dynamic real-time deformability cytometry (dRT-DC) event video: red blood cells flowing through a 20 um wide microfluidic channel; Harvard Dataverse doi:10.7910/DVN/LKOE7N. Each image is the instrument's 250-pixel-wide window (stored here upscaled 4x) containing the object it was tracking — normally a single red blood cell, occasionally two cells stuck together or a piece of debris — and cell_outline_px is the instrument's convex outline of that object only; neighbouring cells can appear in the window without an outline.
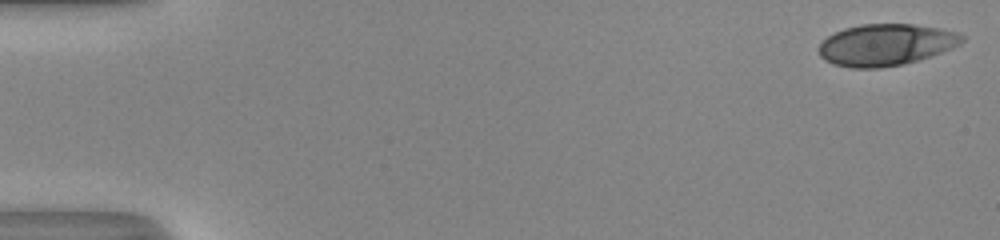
{"species": "human", "species_latin": "Homo sapiens", "temperature_condition": "room temperature", "stored_images_in_passage": 52, "camera_frame_rate_fps": 3000, "um_per_image_px": 0.085, "donor": {"sex": "male"}, "frame": {"image": 1, "passage_image": 1, "time_ms": 0.0, "image_size_px": [1000, 240], "cell_outline_px": [[964, 40], [960, 44], [952, 48], [904, 64], [880, 68], [852, 68], [832, 64], [824, 60], [820, 56], [820, 44], [828, 36], [844, 28], [860, 24], [912, 24], [940, 28], [960, 32], [964, 36]], "centroid_in_image_um": [75.3, 3.8], "position_along_channel_um": 9.7, "area_um2": 34.68}}
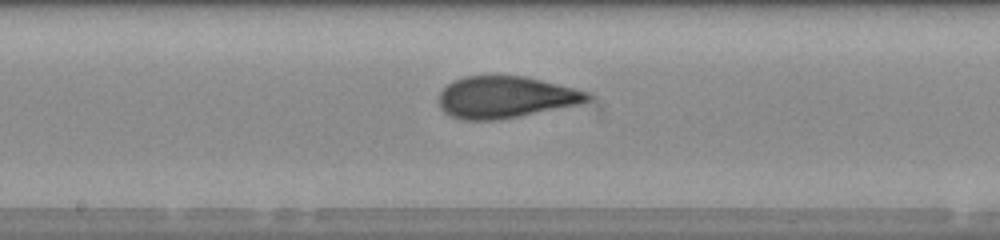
{"frame": {"image": 2, "passage_image": 28, "time_ms": 9.0, "image_size_px": [1000, 240], "cell_outline_px": [[596, 96], [592, 100], [584, 104], [496, 120], [464, 120], [452, 116], [444, 112], [440, 108], [440, 92], [452, 80], [464, 76], [524, 76], [592, 92]], "centroid_in_image_um": [43.06, 8.26], "position_along_channel_um": 205.1, "area_um2": 36.53}}
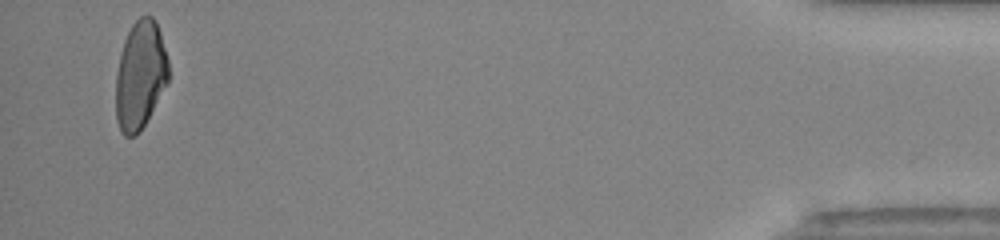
{"frame": {"image": 3, "passage_image": 50, "time_ms": 16.333, "image_size_px": [1000, 240], "cell_outline_px": [[168, 84], [140, 132], [136, 136], [124, 136], [120, 132], [116, 120], [116, 76], [120, 56], [124, 40], [132, 24], [140, 16], [152, 16], [156, 20], [160, 32], [168, 60]], "centroid_in_image_um": [11.92, 6.42], "position_along_channel_um": 423.3, "area_um2": 33.41}}